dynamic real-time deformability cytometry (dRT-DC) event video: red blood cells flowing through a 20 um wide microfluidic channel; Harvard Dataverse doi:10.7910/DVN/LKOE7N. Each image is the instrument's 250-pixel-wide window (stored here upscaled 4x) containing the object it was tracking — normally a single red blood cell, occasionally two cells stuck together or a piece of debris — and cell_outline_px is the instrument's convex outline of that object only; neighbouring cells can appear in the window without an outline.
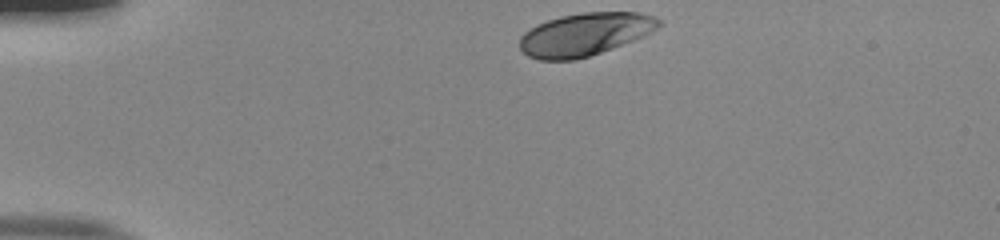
{"species": "human", "species_latin": "Homo sapiens", "temperature_condition": "room temperature", "stored_images_in_passage": 34, "camera_frame_rate_fps": 3000, "um_per_image_px": 0.085, "donor": {"sex": "male"}, "frame": {"image": 1, "passage_image": 1, "time_ms": 0.0, "image_size_px": [1000, 240], "cell_outline_px": [[664, 24], [632, 40], [600, 52], [576, 60], [540, 60], [528, 56], [520, 48], [520, 36], [524, 32], [536, 24], [560, 16], [580, 12], [640, 12], [652, 16], [660, 20]], "centroid_in_image_um": [49.66, 2.9], "position_along_channel_um": 35.3, "area_um2": 34.39}}
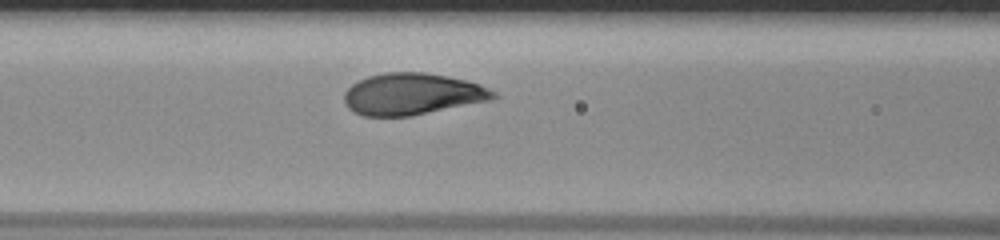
{"frame": {"image": 2, "passage_image": 13, "time_ms": 4.0, "image_size_px": [1000, 240], "cell_outline_px": [[500, 96], [492, 100], [412, 116], [364, 116], [352, 112], [348, 108], [344, 100], [344, 92], [352, 84], [368, 76], [384, 72], [424, 72], [448, 76], [480, 84], [496, 92]], "centroid_in_image_um": [35.06, 8.0], "position_along_channel_um": 131.5, "area_um2": 36.47}}
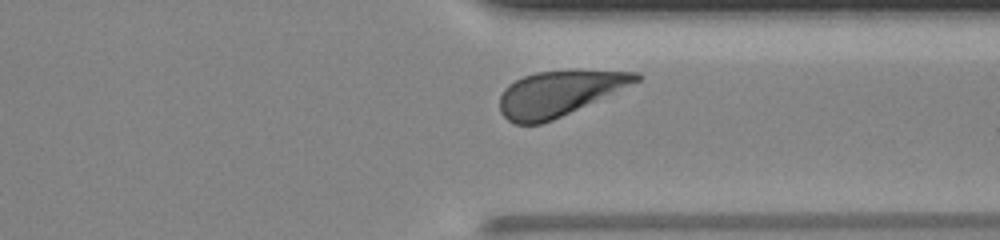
{"frame": {"image": 3, "passage_image": 31, "time_ms": 10.0, "image_size_px": [1000, 240], "cell_outline_px": [[644, 76], [640, 80], [552, 120], [540, 124], [516, 124], [508, 120], [500, 112], [500, 96], [504, 88], [508, 84], [524, 76], [536, 72], [576, 68], [640, 72]], "centroid_in_image_um": [47.54, 7.88], "position_along_channel_um": 363.9, "area_um2": 36.13}, "authors_computed_cell_mechanics": {"area_um2": 36.0672, "velocity_mm_per_s": 3.873, "shape_relaxation_time_tau1_ms": 2.9821, "shape_relaxation_time_tau2_ms": null, "deformation_change_tau1": 0.1719, "deformation_change_tau2": null}}